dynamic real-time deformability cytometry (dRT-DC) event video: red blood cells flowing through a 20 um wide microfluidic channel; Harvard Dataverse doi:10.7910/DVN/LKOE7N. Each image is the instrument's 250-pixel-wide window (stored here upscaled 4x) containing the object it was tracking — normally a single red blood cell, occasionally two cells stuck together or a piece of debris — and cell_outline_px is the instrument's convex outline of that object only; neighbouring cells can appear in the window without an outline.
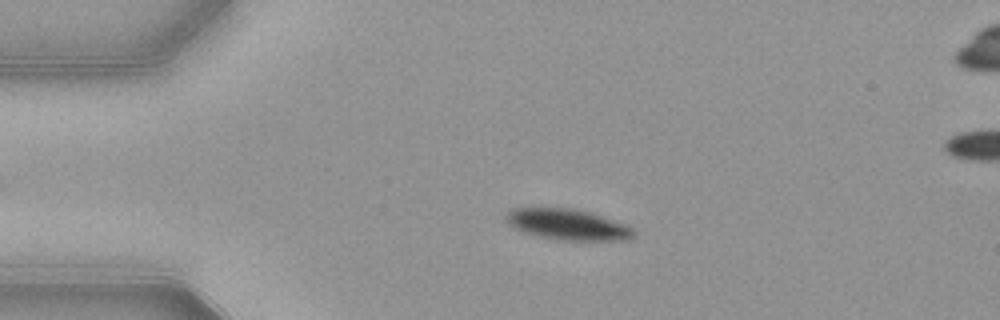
{"species": "common noctule bat (a hibernating species)", "species_latin": "Nyctalus noctula", "temperature_condition": "warm", "stored_images_in_passage": 53, "camera_frame_rate_fps": 3000, "um_per_image_px": 0.085, "animal": {"sex": "female", "body_mass_g": 21.9}, "frame": {"image": 1, "passage_image": 11, "time_ms": 3.333, "image_size_px": [1000, 320], "cell_outline_px": [[636, 232], [632, 240], [556, 240], [524, 232], [512, 228], [504, 220], [504, 216], [508, 208], [572, 208], [588, 212], [624, 224], [632, 228]], "centroid_in_image_um": [48.19, 19.08], "position_along_channel_um": 36.8, "area_um2": 23.06}}
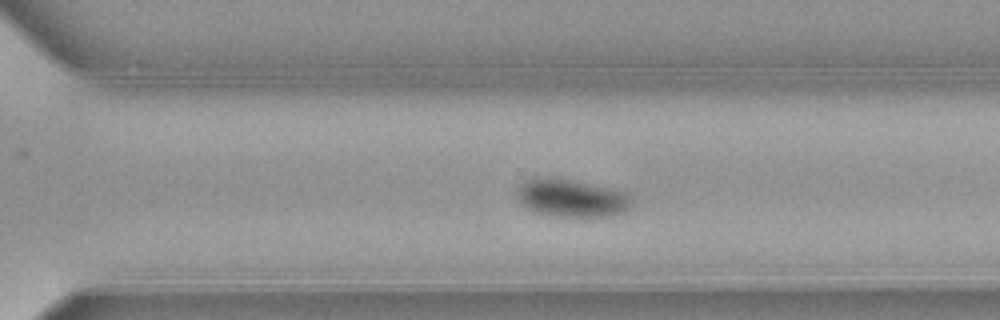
{"frame": {"image": 2, "passage_image": 36, "time_ms": 11.667, "image_size_px": [1000, 320], "cell_outline_px": [[632, 204], [624, 212], [612, 216], [584, 220], [548, 216], [532, 212], [520, 204], [516, 200], [516, 192], [520, 184], [524, 180], [536, 176], [556, 176], [608, 188], [624, 192], [632, 200]], "centroid_in_image_um": [48.49, 16.88], "position_along_channel_um": 322.1, "area_um2": 26.76}}
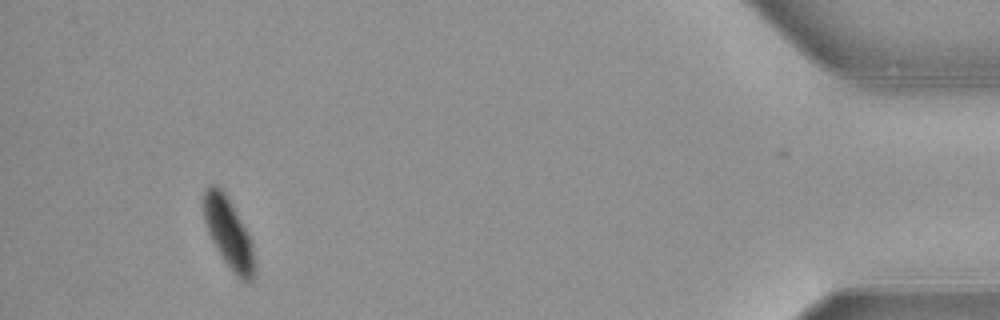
{"frame": {"image": 3, "passage_image": 49, "time_ms": 16.0, "image_size_px": [1000, 320], "cell_outline_px": [[252, 280], [248, 284], [240, 280], [232, 272], [216, 248], [208, 232], [204, 220], [204, 188], [208, 184], [216, 184], [224, 192], [244, 228], [248, 236], [252, 248]], "centroid_in_image_um": [19.36, 19.8], "position_along_channel_um": 415.8, "area_um2": 19.94}}